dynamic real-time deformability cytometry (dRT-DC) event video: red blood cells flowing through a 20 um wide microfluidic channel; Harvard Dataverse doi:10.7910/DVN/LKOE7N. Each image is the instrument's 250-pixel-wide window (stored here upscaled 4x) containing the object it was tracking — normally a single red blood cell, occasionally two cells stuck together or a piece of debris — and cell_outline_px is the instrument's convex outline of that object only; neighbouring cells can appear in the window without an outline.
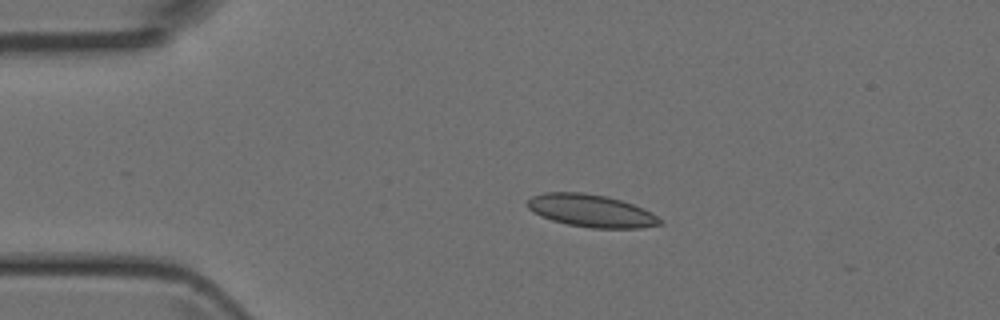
{"species": "Egyptian fruit bat (a non-hibernating species)", "species_latin": "Rousettus aegyptiacus", "temperature_condition": "room temperature", "stored_images_in_passage": 36, "camera_frame_rate_fps": 3000, "um_per_image_px": 0.085, "animal": {"sex": "female"}, "frame": {"image": 1, "passage_image": 1, "time_ms": 0.0, "image_size_px": [1000, 320], "cell_outline_px": [[664, 220], [660, 224], [640, 228], [592, 228], [568, 224], [552, 220], [540, 216], [532, 212], [528, 208], [528, 200], [532, 196], [544, 192], [584, 192], [604, 196], [620, 200], [632, 204], [652, 212]], "centroid_in_image_um": [50.24, 17.91], "position_along_channel_um": 34.8, "area_um2": 25.09}}
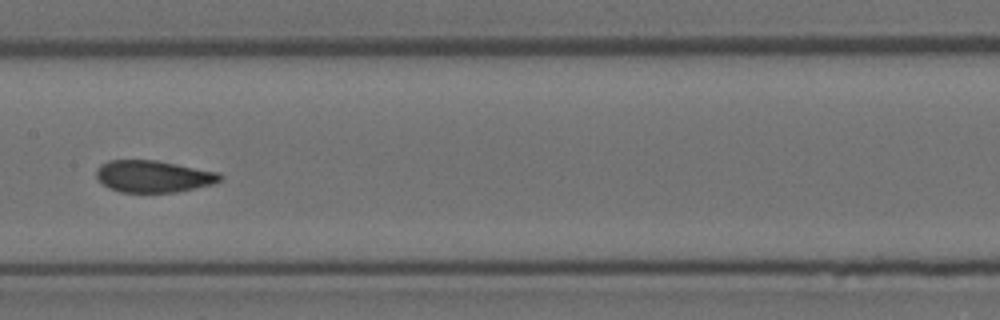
{"frame": {"image": 2, "passage_image": 15, "time_ms": 4.667, "image_size_px": [1000, 320], "cell_outline_px": [[224, 176], [220, 180], [212, 184], [196, 188], [176, 192], [120, 192], [108, 188], [96, 176], [96, 168], [100, 164], [108, 160], [156, 160], [220, 172]], "centroid_in_image_um": [13.04, 14.98], "position_along_channel_um": 194.4, "area_um2": 23.12}}
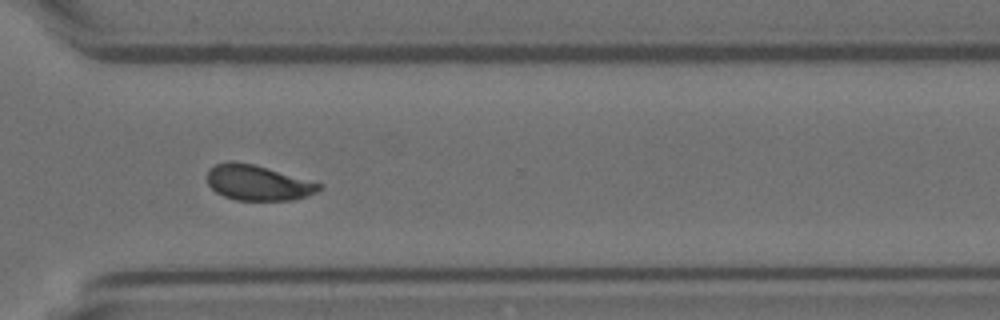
{"frame": {"image": 3, "passage_image": 26, "time_ms": 8.333, "image_size_px": [1000, 320], "cell_outline_px": [[324, 184], [316, 192], [292, 200], [236, 200], [224, 196], [216, 192], [208, 184], [208, 168], [216, 164], [232, 160], [252, 164]], "centroid_in_image_um": [21.89, 15.53], "position_along_channel_um": 348.7, "area_um2": 22.77}}